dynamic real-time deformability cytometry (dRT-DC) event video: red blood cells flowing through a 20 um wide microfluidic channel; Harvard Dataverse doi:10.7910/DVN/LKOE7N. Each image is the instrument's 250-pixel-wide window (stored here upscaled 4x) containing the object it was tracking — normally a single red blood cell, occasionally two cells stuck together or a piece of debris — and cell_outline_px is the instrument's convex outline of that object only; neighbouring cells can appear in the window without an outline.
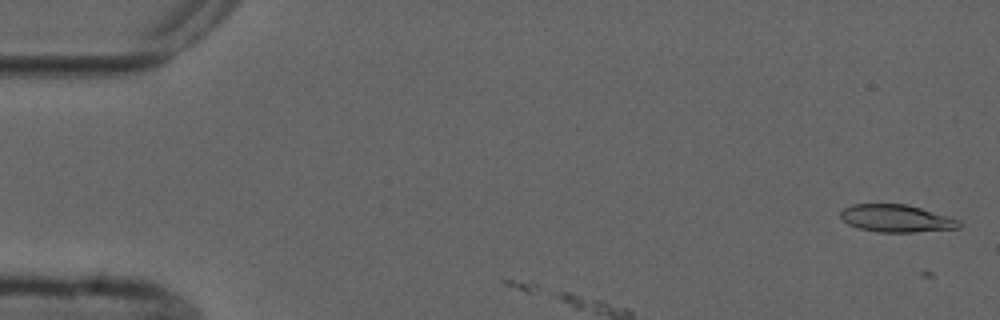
{"species": "common noctule bat (a hibernating species)", "species_latin": "Nyctalus noctula", "temperature_condition": "cold", "stored_images_in_passage": 4, "camera_frame_rate_fps": 3000, "um_per_image_px": 0.085, "animal": {"sex": "male", "forearm_length_mm": 52.5}, "frame": {"image": 1, "passage_image": 1, "time_ms": 0.0, "image_size_px": [1000, 320], "cell_outline_px": [[960, 228], [912, 232], [876, 232], [860, 228], [848, 224], [840, 216], [840, 212], [844, 208], [852, 204], [908, 204], [948, 216], [960, 220]], "centroid_in_image_um": [76.19, 18.56], "position_along_channel_um": 8.8, "area_um2": 18.9}}